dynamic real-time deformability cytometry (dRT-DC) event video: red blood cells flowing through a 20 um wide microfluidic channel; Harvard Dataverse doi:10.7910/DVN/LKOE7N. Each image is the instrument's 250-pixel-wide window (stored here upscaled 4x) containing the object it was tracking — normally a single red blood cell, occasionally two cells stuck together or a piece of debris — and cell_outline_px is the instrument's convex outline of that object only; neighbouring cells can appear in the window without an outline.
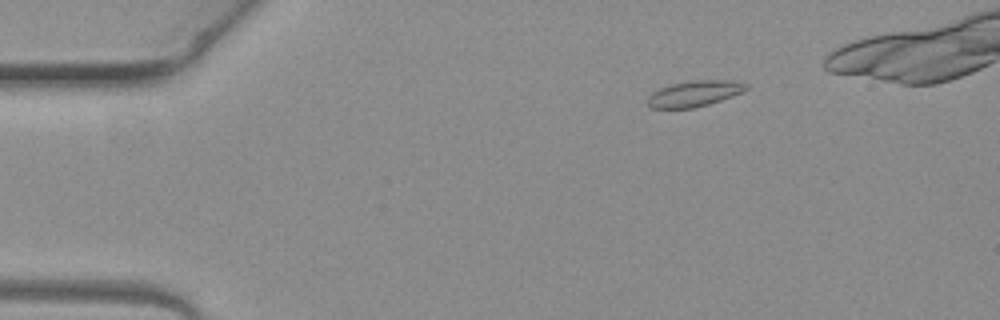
{"species": "common noctule bat (a hibernating species)", "species_latin": "Nyctalus noctula", "temperature_condition": "warm", "stored_images_in_passage": 5, "camera_frame_rate_fps": 3000, "um_per_image_px": 0.085, "animal": {"sex": "female", "body_mass_g": 19.3, "forearm_length_mm": 54.1}, "frame": {"image": 1, "passage_image": 2, "time_ms": 0.333, "image_size_px": [1000, 320], "cell_outline_px": [[748, 88], [732, 96], [708, 104], [692, 108], [652, 108], [648, 104], [648, 96], [652, 92], [660, 88], [672, 84], [688, 80], [736, 80], [748, 84]], "centroid_in_image_um": [59.03, 7.94], "position_along_channel_um": 26.0, "area_um2": 14.8}}